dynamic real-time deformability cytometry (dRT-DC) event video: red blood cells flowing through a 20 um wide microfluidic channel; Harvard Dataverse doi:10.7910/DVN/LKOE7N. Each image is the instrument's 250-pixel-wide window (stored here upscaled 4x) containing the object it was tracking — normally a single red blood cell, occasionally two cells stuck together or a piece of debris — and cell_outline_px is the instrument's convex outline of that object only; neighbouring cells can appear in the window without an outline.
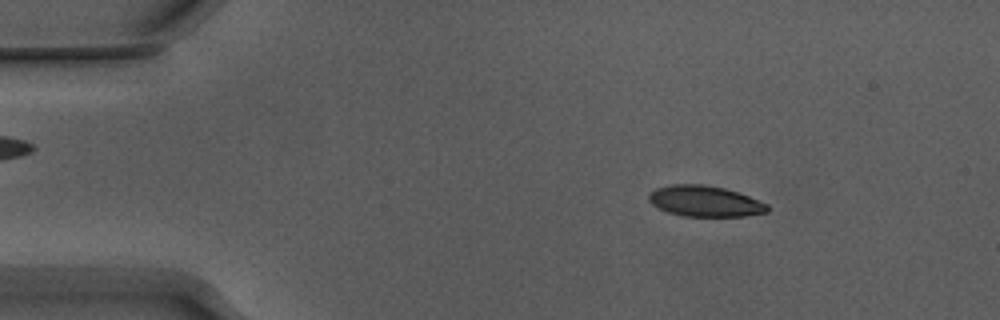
{"species": "Egyptian fruit bat (a non-hibernating species)", "species_latin": "Rousettus aegyptiacus", "temperature_condition": "warm", "stored_images_in_passage": 53, "camera_frame_rate_fps": 3000, "um_per_image_px": 0.085, "animal": {"sex": "male"}, "frame": {"image": 1, "passage_image": 8, "time_ms": 2.333, "image_size_px": [1000, 320], "cell_outline_px": [[768, 212], [744, 216], [684, 216], [668, 212], [652, 204], [648, 200], [648, 192], [656, 188], [672, 184], [704, 184], [724, 188], [748, 196], [768, 204]], "centroid_in_image_um": [59.89, 17.09], "position_along_channel_um": 25.1, "area_um2": 21.27}}
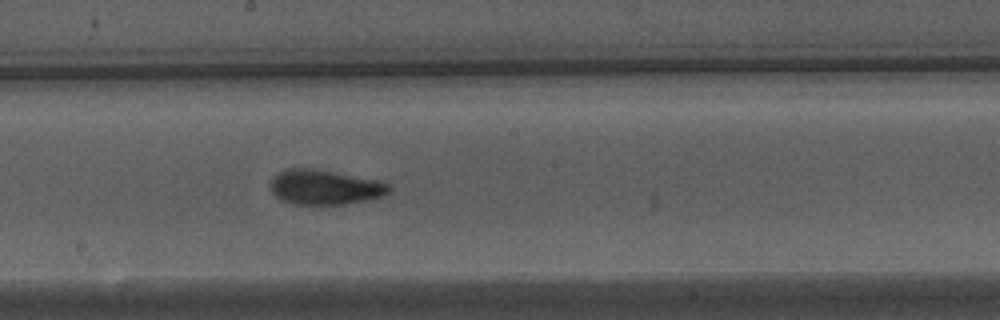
{"frame": {"image": 2, "passage_image": 29, "time_ms": 9.333, "image_size_px": [1000, 320], "cell_outline_px": [[392, 188], [384, 196], [368, 200], [344, 204], [292, 204], [280, 200], [272, 192], [272, 180], [280, 172], [288, 168], [308, 168], [376, 180], [388, 184]], "centroid_in_image_um": [27.62, 15.93], "position_along_channel_um": 220.6, "area_um2": 23.58}}
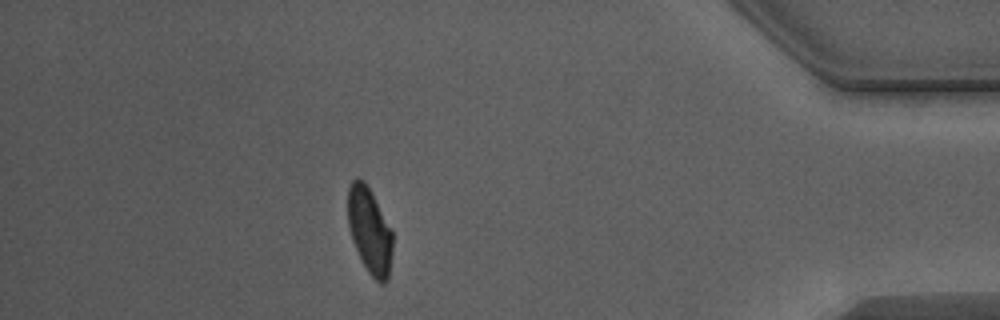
{"frame": {"image": 3, "passage_image": 47, "time_ms": 15.333, "image_size_px": [1000, 320], "cell_outline_px": [[392, 252], [388, 280], [384, 284], [380, 284], [368, 272], [352, 240], [348, 224], [348, 188], [352, 180], [356, 176], [364, 180], [392, 228]], "centroid_in_image_um": [31.43, 19.59], "position_along_channel_um": 403.8, "area_um2": 22.43}, "authors_computed_cell_mechanics": {"area_um2": 22.9466, "velocity_mm_per_s": 3.8466, "shape_relaxation_time_tau1_ms": 3.1809, "shape_relaxation_time_tau2_ms": 1.3327, "deformation_change_tau1": 0.15, "deformation_change_tau2": 0.0732}}